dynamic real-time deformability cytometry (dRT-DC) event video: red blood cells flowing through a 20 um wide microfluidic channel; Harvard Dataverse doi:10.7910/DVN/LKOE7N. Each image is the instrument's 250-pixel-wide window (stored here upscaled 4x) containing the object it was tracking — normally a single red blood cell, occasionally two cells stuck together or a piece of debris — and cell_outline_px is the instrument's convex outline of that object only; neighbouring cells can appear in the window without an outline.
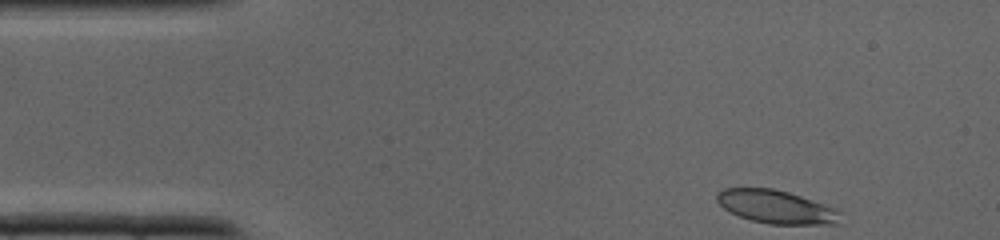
{"species": "common noctule bat (a hibernating species)", "species_latin": "Nyctalus noctula", "temperature_condition": "cold", "stored_images_in_passage": 34, "camera_frame_rate_fps": 3000, "um_per_image_px": 0.085, "animal": {"sex": "male", "body_mass_g": 19.0, "forearm_length_mm": 50.8}, "frame": {"image": 1, "passage_image": 1, "time_ms": 0.0, "image_size_px": [1000, 240], "cell_outline_px": [[840, 224], [768, 224], [752, 220], [728, 212], [716, 200], [716, 192], [724, 188], [772, 188], [788, 192], [824, 204], [840, 212]], "centroid_in_image_um": [65.94, 17.58], "position_along_channel_um": 19.1, "area_um2": 23.81}}
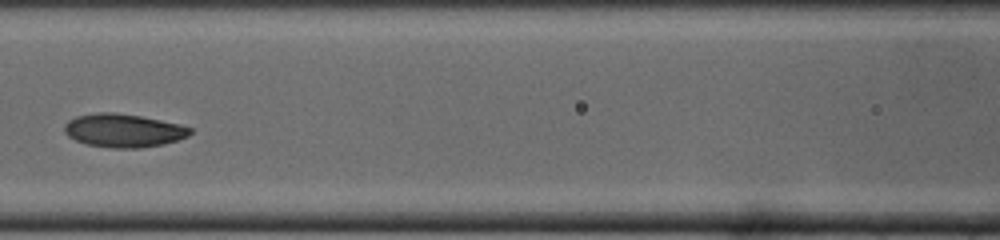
{"frame": {"image": 2, "passage_image": 13, "time_ms": 4.0, "image_size_px": [1000, 240], "cell_outline_px": [[192, 132], [188, 136], [164, 144], [140, 148], [112, 148], [88, 144], [76, 140], [68, 136], [64, 132], [64, 124], [68, 120], [76, 116], [100, 112], [112, 112], [140, 116], [180, 124], [192, 128]], "centroid_in_image_um": [10.49, 11.09], "position_along_channel_um": 156.1, "area_um2": 24.39}}
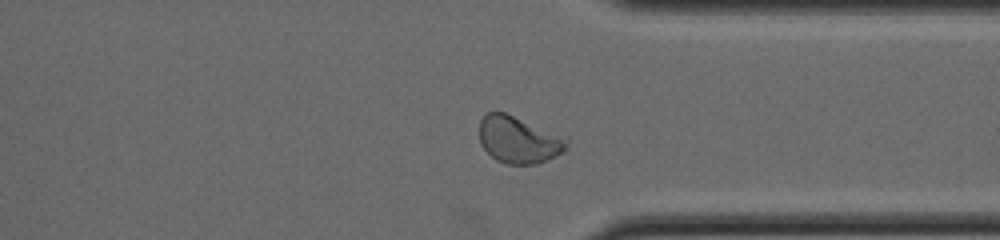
{"frame": {"image": 3, "passage_image": 25, "time_ms": 8.0, "image_size_px": [1000, 240], "cell_outline_px": [[568, 144], [564, 152], [556, 156], [536, 164], [508, 164], [496, 160], [480, 144], [480, 120], [484, 112], [504, 112], [568, 140]], "centroid_in_image_um": [44.03, 11.9], "position_along_channel_um": 367.4, "area_um2": 23.29}}